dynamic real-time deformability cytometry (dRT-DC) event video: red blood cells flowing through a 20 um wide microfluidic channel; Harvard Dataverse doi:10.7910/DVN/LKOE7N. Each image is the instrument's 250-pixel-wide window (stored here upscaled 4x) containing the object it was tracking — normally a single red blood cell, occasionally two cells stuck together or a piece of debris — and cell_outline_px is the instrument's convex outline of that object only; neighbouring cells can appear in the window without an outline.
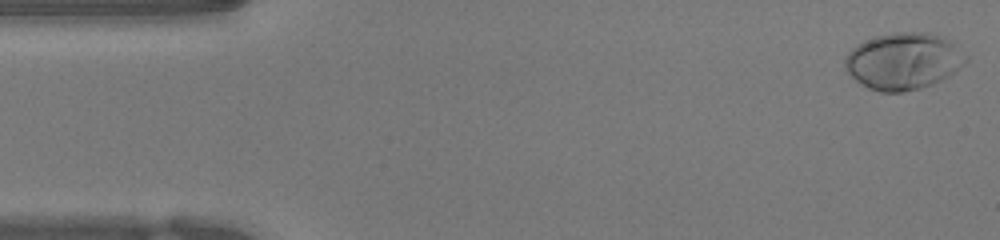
{"species": "human", "species_latin": "Homo sapiens", "temperature_condition": "warm", "stored_images_in_passage": 50, "camera_frame_rate_fps": 3000, "um_per_image_px": 0.085, "donor": {"sex": "female"}, "frame": {"image": 1, "passage_image": 1, "time_ms": 0.0, "image_size_px": [1000, 240], "cell_outline_px": [[968, 60], [964, 64], [948, 76], [932, 84], [920, 88], [904, 92], [880, 92], [868, 88], [856, 80], [844, 68], [844, 60], [848, 52], [856, 44], [864, 40], [876, 36], [896, 32], [932, 32], [948, 40], [968, 56]], "centroid_in_image_um": [76.77, 5.19], "position_along_channel_um": 8.2, "area_um2": 40.0}}
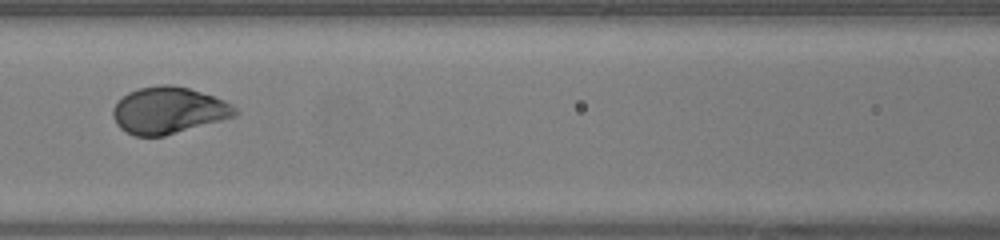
{"frame": {"image": 2, "passage_image": 21, "time_ms": 6.667, "image_size_px": [1000, 240], "cell_outline_px": [[240, 112], [236, 116], [164, 136], [136, 136], [120, 128], [116, 124], [112, 116], [112, 108], [128, 92], [140, 88], [160, 84], [172, 84], [188, 88], [224, 100], [232, 104]], "centroid_in_image_um": [14.32, 9.38], "position_along_channel_um": 152.3, "area_um2": 33.12}}
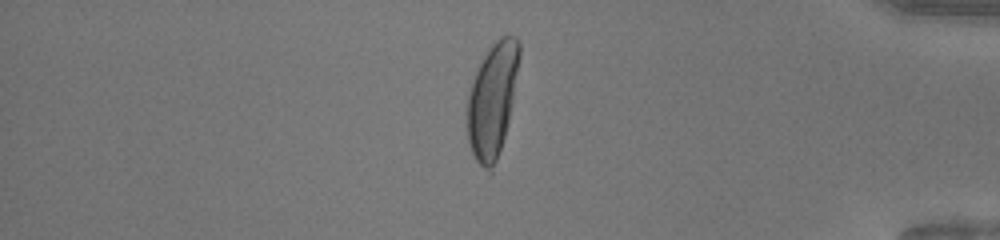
{"frame": {"image": 3, "passage_image": 42, "time_ms": 13.667, "image_size_px": [1000, 240], "cell_outline_px": [[520, 56], [508, 124], [492, 172], [488, 172], [476, 160], [472, 152], [468, 140], [464, 112], [472, 80], [484, 56], [492, 44], [500, 36], [516, 36], [520, 40]], "centroid_in_image_um": [41.82, 8.49], "position_along_channel_um": 393.4, "area_um2": 34.74}, "authors_computed_cell_mechanics": {"area_um2": 34.1598, "velocity_mm_per_s": 3.9524, "shape_relaxation_time_tau1_ms": 2.2917, "shape_relaxation_time_tau2_ms": null, "deformation_change_tau1": 0.1827, "deformation_change_tau2": null}}